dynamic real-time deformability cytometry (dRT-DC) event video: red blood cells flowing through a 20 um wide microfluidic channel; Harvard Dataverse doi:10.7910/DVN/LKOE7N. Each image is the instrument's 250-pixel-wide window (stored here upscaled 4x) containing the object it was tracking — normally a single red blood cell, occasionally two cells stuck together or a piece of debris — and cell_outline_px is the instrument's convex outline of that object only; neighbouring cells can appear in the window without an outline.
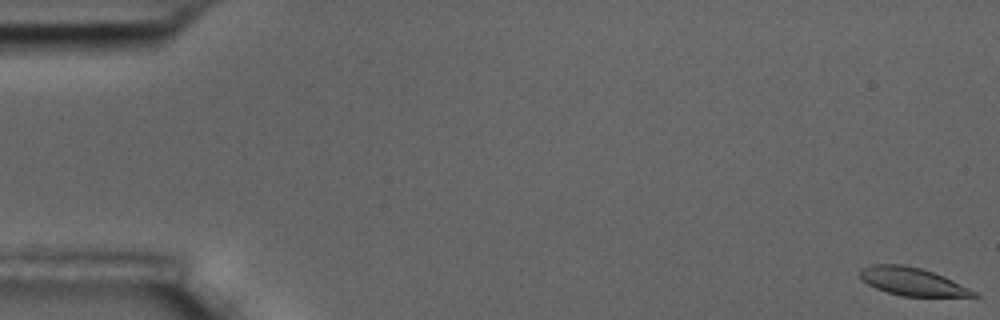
{"species": "common noctule bat (a hibernating species)", "species_latin": "Nyctalus noctula", "temperature_condition": "room temperature", "stored_images_in_passage": 6, "camera_frame_rate_fps": 3000, "um_per_image_px": 0.085, "animal": {"sex": "male", "body_mass_g": 17.5, "forearm_length_mm": 52.3}, "frame": {"image": 1, "passage_image": 1, "time_ms": 0.0, "image_size_px": [1000, 320], "cell_outline_px": [[980, 296], [900, 296], [876, 288], [868, 284], [860, 276], [860, 268], [872, 264], [904, 264], [920, 268], [944, 276], [976, 292]], "centroid_in_image_um": [77.51, 23.92], "position_along_channel_um": 7.5, "area_um2": 18.26}}
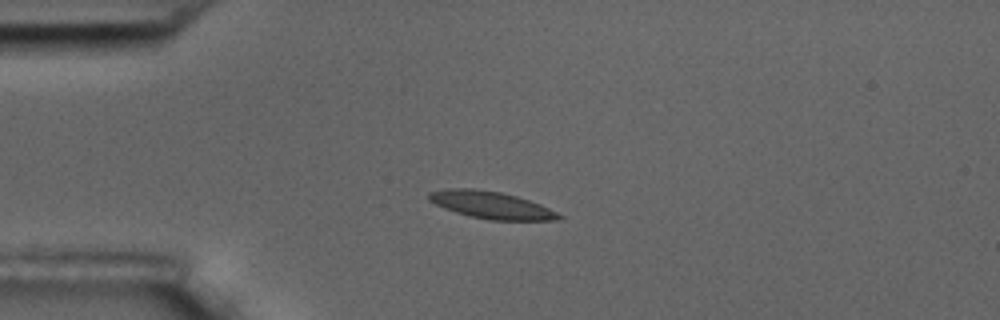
{"frame": {"image": 2, "passage_image": 5, "time_ms": 4.667, "image_size_px": [1000, 320], "cell_outline_px": [[564, 216], [560, 220], [488, 220], [456, 212], [444, 208], [428, 200], [428, 192], [448, 188], [472, 188], [500, 192], [516, 196], [540, 204]], "centroid_in_image_um": [41.74, 17.42], "position_along_channel_um": 43.3, "area_um2": 20.46}}